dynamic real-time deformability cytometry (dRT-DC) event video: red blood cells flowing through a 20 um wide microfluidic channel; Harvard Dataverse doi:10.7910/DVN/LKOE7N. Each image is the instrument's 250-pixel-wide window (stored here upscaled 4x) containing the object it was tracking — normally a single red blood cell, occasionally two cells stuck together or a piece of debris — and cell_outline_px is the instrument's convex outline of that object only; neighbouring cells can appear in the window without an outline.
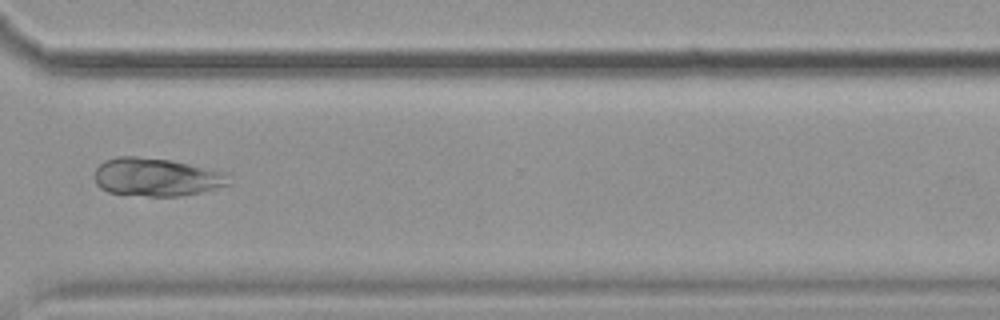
{"species": "common noctule bat (a hibernating species)", "species_latin": "Nyctalus noctula", "temperature_condition": "cold", "stored_images_in_passage": 16, "camera_frame_rate_fps": 3000, "um_per_image_px": 0.085, "animal": {"sex": "female", "body_mass_g": 19.9}, "frame": {"image": 1, "passage_image": 12, "time_ms": 14.0, "image_size_px": [1000, 320], "cell_outline_px": [[232, 184], [204, 192], [180, 196], [148, 196], [108, 192], [100, 188], [96, 184], [92, 176], [96, 168], [104, 160], [116, 156], [136, 156], [172, 160], [224, 172]], "centroid_in_image_um": [13.26, 15.05], "position_along_channel_um": 357.3, "area_um2": 30.17}}